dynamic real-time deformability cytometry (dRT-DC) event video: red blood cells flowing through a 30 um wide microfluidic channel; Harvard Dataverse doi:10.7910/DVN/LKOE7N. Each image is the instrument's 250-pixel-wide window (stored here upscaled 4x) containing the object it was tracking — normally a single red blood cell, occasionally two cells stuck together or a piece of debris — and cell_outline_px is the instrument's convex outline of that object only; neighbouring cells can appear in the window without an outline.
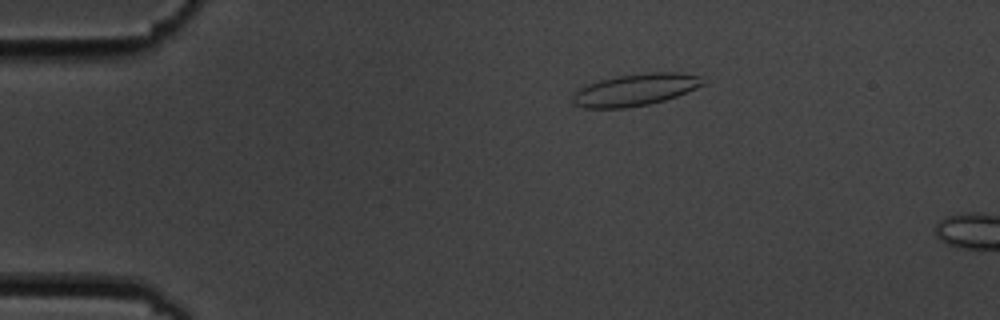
{"species": "common noctule bat (a hibernating species)", "species_latin": "Nyctalus noctula", "temperature_condition": "cold", "stored_images_in_passage": 15, "camera_frame_rate_fps": 3000, "um_per_image_px": 0.085, "animal": {"sex": "male", "body_mass_g": 19.5, "forearm_length_mm": 54.6}, "frame": {"image": 1, "passage_image": 11, "time_ms": 3.333, "image_size_px": [1000, 320], "cell_outline_px": [[708, 84], [676, 96], [664, 100], [648, 104], [624, 108], [584, 108], [572, 104], [572, 96], [584, 84], [616, 76], [648, 72], [680, 72], [700, 76]], "centroid_in_image_um": [54.01, 7.62], "position_along_channel_um": 31.0, "area_um2": 24.51}}